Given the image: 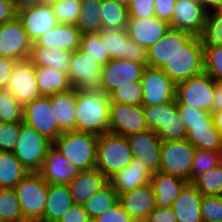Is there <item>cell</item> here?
Returning <instances> with one entry per match:
<instances>
[{"instance_id":"obj_1","label":"cell","mask_w":222,"mask_h":222,"mask_svg":"<svg viewBox=\"0 0 222 222\" xmlns=\"http://www.w3.org/2000/svg\"><path fill=\"white\" fill-rule=\"evenodd\" d=\"M110 98L103 90L77 92L75 106V130L97 136L110 132Z\"/></svg>"},{"instance_id":"obj_2","label":"cell","mask_w":222,"mask_h":222,"mask_svg":"<svg viewBox=\"0 0 222 222\" xmlns=\"http://www.w3.org/2000/svg\"><path fill=\"white\" fill-rule=\"evenodd\" d=\"M98 138L95 134L73 130L61 133L53 146L80 171H86L96 166Z\"/></svg>"},{"instance_id":"obj_3","label":"cell","mask_w":222,"mask_h":222,"mask_svg":"<svg viewBox=\"0 0 222 222\" xmlns=\"http://www.w3.org/2000/svg\"><path fill=\"white\" fill-rule=\"evenodd\" d=\"M204 46L193 36L160 68L176 85L204 72Z\"/></svg>"},{"instance_id":"obj_4","label":"cell","mask_w":222,"mask_h":222,"mask_svg":"<svg viewBox=\"0 0 222 222\" xmlns=\"http://www.w3.org/2000/svg\"><path fill=\"white\" fill-rule=\"evenodd\" d=\"M149 130H154L161 141L186 140L187 128L177 108L176 99L159 105L143 106Z\"/></svg>"},{"instance_id":"obj_5","label":"cell","mask_w":222,"mask_h":222,"mask_svg":"<svg viewBox=\"0 0 222 222\" xmlns=\"http://www.w3.org/2000/svg\"><path fill=\"white\" fill-rule=\"evenodd\" d=\"M133 154L127 137L113 133H105L98 138L96 166L107 179L127 167Z\"/></svg>"},{"instance_id":"obj_6","label":"cell","mask_w":222,"mask_h":222,"mask_svg":"<svg viewBox=\"0 0 222 222\" xmlns=\"http://www.w3.org/2000/svg\"><path fill=\"white\" fill-rule=\"evenodd\" d=\"M26 222H42L48 183L38 172H29L14 188Z\"/></svg>"},{"instance_id":"obj_7","label":"cell","mask_w":222,"mask_h":222,"mask_svg":"<svg viewBox=\"0 0 222 222\" xmlns=\"http://www.w3.org/2000/svg\"><path fill=\"white\" fill-rule=\"evenodd\" d=\"M52 145L53 142L41 135L36 129L22 122L20 123V135L13 153L30 172H38Z\"/></svg>"},{"instance_id":"obj_8","label":"cell","mask_w":222,"mask_h":222,"mask_svg":"<svg viewBox=\"0 0 222 222\" xmlns=\"http://www.w3.org/2000/svg\"><path fill=\"white\" fill-rule=\"evenodd\" d=\"M196 148L187 140L161 141L159 171L190 182Z\"/></svg>"},{"instance_id":"obj_9","label":"cell","mask_w":222,"mask_h":222,"mask_svg":"<svg viewBox=\"0 0 222 222\" xmlns=\"http://www.w3.org/2000/svg\"><path fill=\"white\" fill-rule=\"evenodd\" d=\"M17 18L32 43L58 24L51 5L38 0L18 4Z\"/></svg>"},{"instance_id":"obj_10","label":"cell","mask_w":222,"mask_h":222,"mask_svg":"<svg viewBox=\"0 0 222 222\" xmlns=\"http://www.w3.org/2000/svg\"><path fill=\"white\" fill-rule=\"evenodd\" d=\"M102 66L80 49L72 53L68 77L77 92H94L101 89Z\"/></svg>"},{"instance_id":"obj_11","label":"cell","mask_w":222,"mask_h":222,"mask_svg":"<svg viewBox=\"0 0 222 222\" xmlns=\"http://www.w3.org/2000/svg\"><path fill=\"white\" fill-rule=\"evenodd\" d=\"M216 81L206 72L193 76L176 86L177 104L190 105L211 112Z\"/></svg>"},{"instance_id":"obj_12","label":"cell","mask_w":222,"mask_h":222,"mask_svg":"<svg viewBox=\"0 0 222 222\" xmlns=\"http://www.w3.org/2000/svg\"><path fill=\"white\" fill-rule=\"evenodd\" d=\"M50 96H40L23 105V123L54 142L61 134L54 117Z\"/></svg>"},{"instance_id":"obj_13","label":"cell","mask_w":222,"mask_h":222,"mask_svg":"<svg viewBox=\"0 0 222 222\" xmlns=\"http://www.w3.org/2000/svg\"><path fill=\"white\" fill-rule=\"evenodd\" d=\"M142 106L175 100L176 84L160 69L146 66L142 78Z\"/></svg>"},{"instance_id":"obj_14","label":"cell","mask_w":222,"mask_h":222,"mask_svg":"<svg viewBox=\"0 0 222 222\" xmlns=\"http://www.w3.org/2000/svg\"><path fill=\"white\" fill-rule=\"evenodd\" d=\"M110 133L129 136L148 130L142 105L110 101Z\"/></svg>"},{"instance_id":"obj_15","label":"cell","mask_w":222,"mask_h":222,"mask_svg":"<svg viewBox=\"0 0 222 222\" xmlns=\"http://www.w3.org/2000/svg\"><path fill=\"white\" fill-rule=\"evenodd\" d=\"M31 40L17 18L0 25V56L17 61L28 59Z\"/></svg>"},{"instance_id":"obj_16","label":"cell","mask_w":222,"mask_h":222,"mask_svg":"<svg viewBox=\"0 0 222 222\" xmlns=\"http://www.w3.org/2000/svg\"><path fill=\"white\" fill-rule=\"evenodd\" d=\"M145 65L126 59L110 60L102 67L101 90L110 95L130 82L141 81Z\"/></svg>"},{"instance_id":"obj_17","label":"cell","mask_w":222,"mask_h":222,"mask_svg":"<svg viewBox=\"0 0 222 222\" xmlns=\"http://www.w3.org/2000/svg\"><path fill=\"white\" fill-rule=\"evenodd\" d=\"M6 90L22 105L41 96L35 66L28 59L16 63Z\"/></svg>"},{"instance_id":"obj_18","label":"cell","mask_w":222,"mask_h":222,"mask_svg":"<svg viewBox=\"0 0 222 222\" xmlns=\"http://www.w3.org/2000/svg\"><path fill=\"white\" fill-rule=\"evenodd\" d=\"M207 12L197 0H176L170 28L200 36L204 29Z\"/></svg>"},{"instance_id":"obj_19","label":"cell","mask_w":222,"mask_h":222,"mask_svg":"<svg viewBox=\"0 0 222 222\" xmlns=\"http://www.w3.org/2000/svg\"><path fill=\"white\" fill-rule=\"evenodd\" d=\"M133 157L143 161L153 172L159 171L161 140L154 130H145L127 136Z\"/></svg>"},{"instance_id":"obj_20","label":"cell","mask_w":222,"mask_h":222,"mask_svg":"<svg viewBox=\"0 0 222 222\" xmlns=\"http://www.w3.org/2000/svg\"><path fill=\"white\" fill-rule=\"evenodd\" d=\"M168 23L157 17L129 18L126 32L132 41L144 47L146 50L156 44L169 30Z\"/></svg>"},{"instance_id":"obj_21","label":"cell","mask_w":222,"mask_h":222,"mask_svg":"<svg viewBox=\"0 0 222 222\" xmlns=\"http://www.w3.org/2000/svg\"><path fill=\"white\" fill-rule=\"evenodd\" d=\"M80 170L71 164L53 145L44 158L38 173L48 184H69Z\"/></svg>"},{"instance_id":"obj_22","label":"cell","mask_w":222,"mask_h":222,"mask_svg":"<svg viewBox=\"0 0 222 222\" xmlns=\"http://www.w3.org/2000/svg\"><path fill=\"white\" fill-rule=\"evenodd\" d=\"M118 202L135 222H145L155 208L153 187L151 183H148L129 192L121 193Z\"/></svg>"},{"instance_id":"obj_23","label":"cell","mask_w":222,"mask_h":222,"mask_svg":"<svg viewBox=\"0 0 222 222\" xmlns=\"http://www.w3.org/2000/svg\"><path fill=\"white\" fill-rule=\"evenodd\" d=\"M192 37L191 34L185 31L169 28L156 44L147 49L148 66L161 68L163 64Z\"/></svg>"},{"instance_id":"obj_24","label":"cell","mask_w":222,"mask_h":222,"mask_svg":"<svg viewBox=\"0 0 222 222\" xmlns=\"http://www.w3.org/2000/svg\"><path fill=\"white\" fill-rule=\"evenodd\" d=\"M153 174L143 161L133 157L132 162L124 169L112 175L108 179V182L118 194H121L151 183Z\"/></svg>"},{"instance_id":"obj_25","label":"cell","mask_w":222,"mask_h":222,"mask_svg":"<svg viewBox=\"0 0 222 222\" xmlns=\"http://www.w3.org/2000/svg\"><path fill=\"white\" fill-rule=\"evenodd\" d=\"M107 183L108 179L97 168L80 171L78 176L68 184L73 203L83 206Z\"/></svg>"},{"instance_id":"obj_26","label":"cell","mask_w":222,"mask_h":222,"mask_svg":"<svg viewBox=\"0 0 222 222\" xmlns=\"http://www.w3.org/2000/svg\"><path fill=\"white\" fill-rule=\"evenodd\" d=\"M203 195L188 182L172 203V209L178 222H203L201 201Z\"/></svg>"},{"instance_id":"obj_27","label":"cell","mask_w":222,"mask_h":222,"mask_svg":"<svg viewBox=\"0 0 222 222\" xmlns=\"http://www.w3.org/2000/svg\"><path fill=\"white\" fill-rule=\"evenodd\" d=\"M81 33L72 24H57L43 34L35 43L48 48L59 47L68 52H74L80 47Z\"/></svg>"},{"instance_id":"obj_28","label":"cell","mask_w":222,"mask_h":222,"mask_svg":"<svg viewBox=\"0 0 222 222\" xmlns=\"http://www.w3.org/2000/svg\"><path fill=\"white\" fill-rule=\"evenodd\" d=\"M73 205L68 184H48L42 222H58Z\"/></svg>"},{"instance_id":"obj_29","label":"cell","mask_w":222,"mask_h":222,"mask_svg":"<svg viewBox=\"0 0 222 222\" xmlns=\"http://www.w3.org/2000/svg\"><path fill=\"white\" fill-rule=\"evenodd\" d=\"M187 183L188 181L182 178L160 171L155 172L151 178V185L155 195V206L162 208L172 207L173 201Z\"/></svg>"},{"instance_id":"obj_30","label":"cell","mask_w":222,"mask_h":222,"mask_svg":"<svg viewBox=\"0 0 222 222\" xmlns=\"http://www.w3.org/2000/svg\"><path fill=\"white\" fill-rule=\"evenodd\" d=\"M54 117L61 133L75 130L76 90L70 88L65 92L50 95Z\"/></svg>"},{"instance_id":"obj_31","label":"cell","mask_w":222,"mask_h":222,"mask_svg":"<svg viewBox=\"0 0 222 222\" xmlns=\"http://www.w3.org/2000/svg\"><path fill=\"white\" fill-rule=\"evenodd\" d=\"M73 52H68L59 47L48 48L31 44L28 60L34 66L51 67L59 72L68 73L70 59Z\"/></svg>"},{"instance_id":"obj_32","label":"cell","mask_w":222,"mask_h":222,"mask_svg":"<svg viewBox=\"0 0 222 222\" xmlns=\"http://www.w3.org/2000/svg\"><path fill=\"white\" fill-rule=\"evenodd\" d=\"M37 86L41 96H50L72 88L68 74L51 67L35 66Z\"/></svg>"},{"instance_id":"obj_33","label":"cell","mask_w":222,"mask_h":222,"mask_svg":"<svg viewBox=\"0 0 222 222\" xmlns=\"http://www.w3.org/2000/svg\"><path fill=\"white\" fill-rule=\"evenodd\" d=\"M29 172L13 152L0 151V189H14Z\"/></svg>"},{"instance_id":"obj_34","label":"cell","mask_w":222,"mask_h":222,"mask_svg":"<svg viewBox=\"0 0 222 222\" xmlns=\"http://www.w3.org/2000/svg\"><path fill=\"white\" fill-rule=\"evenodd\" d=\"M186 140L196 149L220 150L222 136L214 124L189 125Z\"/></svg>"},{"instance_id":"obj_35","label":"cell","mask_w":222,"mask_h":222,"mask_svg":"<svg viewBox=\"0 0 222 222\" xmlns=\"http://www.w3.org/2000/svg\"><path fill=\"white\" fill-rule=\"evenodd\" d=\"M101 5L102 0H81V11L75 24L81 34L102 31Z\"/></svg>"},{"instance_id":"obj_36","label":"cell","mask_w":222,"mask_h":222,"mask_svg":"<svg viewBox=\"0 0 222 222\" xmlns=\"http://www.w3.org/2000/svg\"><path fill=\"white\" fill-rule=\"evenodd\" d=\"M119 201V194L108 182L97 193L90 197L83 205L90 220L96 219L102 213L116 205Z\"/></svg>"},{"instance_id":"obj_37","label":"cell","mask_w":222,"mask_h":222,"mask_svg":"<svg viewBox=\"0 0 222 222\" xmlns=\"http://www.w3.org/2000/svg\"><path fill=\"white\" fill-rule=\"evenodd\" d=\"M102 30L126 29L129 13L127 7L112 0H102L101 5Z\"/></svg>"},{"instance_id":"obj_38","label":"cell","mask_w":222,"mask_h":222,"mask_svg":"<svg viewBox=\"0 0 222 222\" xmlns=\"http://www.w3.org/2000/svg\"><path fill=\"white\" fill-rule=\"evenodd\" d=\"M100 33L102 36V42L105 43V52L107 53L109 60H127L128 41L130 38L126 32V29H105Z\"/></svg>"},{"instance_id":"obj_39","label":"cell","mask_w":222,"mask_h":222,"mask_svg":"<svg viewBox=\"0 0 222 222\" xmlns=\"http://www.w3.org/2000/svg\"><path fill=\"white\" fill-rule=\"evenodd\" d=\"M0 222H26L14 189H0Z\"/></svg>"},{"instance_id":"obj_40","label":"cell","mask_w":222,"mask_h":222,"mask_svg":"<svg viewBox=\"0 0 222 222\" xmlns=\"http://www.w3.org/2000/svg\"><path fill=\"white\" fill-rule=\"evenodd\" d=\"M192 184L203 196H222V163L198 176Z\"/></svg>"},{"instance_id":"obj_41","label":"cell","mask_w":222,"mask_h":222,"mask_svg":"<svg viewBox=\"0 0 222 222\" xmlns=\"http://www.w3.org/2000/svg\"><path fill=\"white\" fill-rule=\"evenodd\" d=\"M203 45L222 46V6L214 12H208L200 35Z\"/></svg>"},{"instance_id":"obj_42","label":"cell","mask_w":222,"mask_h":222,"mask_svg":"<svg viewBox=\"0 0 222 222\" xmlns=\"http://www.w3.org/2000/svg\"><path fill=\"white\" fill-rule=\"evenodd\" d=\"M220 163H222L220 150L196 149L191 165L190 183Z\"/></svg>"},{"instance_id":"obj_43","label":"cell","mask_w":222,"mask_h":222,"mask_svg":"<svg viewBox=\"0 0 222 222\" xmlns=\"http://www.w3.org/2000/svg\"><path fill=\"white\" fill-rule=\"evenodd\" d=\"M79 49L92 57L102 67L110 61L105 52V43L102 42L100 32L82 34Z\"/></svg>"},{"instance_id":"obj_44","label":"cell","mask_w":222,"mask_h":222,"mask_svg":"<svg viewBox=\"0 0 222 222\" xmlns=\"http://www.w3.org/2000/svg\"><path fill=\"white\" fill-rule=\"evenodd\" d=\"M0 122H23V105L6 89L0 90Z\"/></svg>"},{"instance_id":"obj_45","label":"cell","mask_w":222,"mask_h":222,"mask_svg":"<svg viewBox=\"0 0 222 222\" xmlns=\"http://www.w3.org/2000/svg\"><path fill=\"white\" fill-rule=\"evenodd\" d=\"M204 46V72L217 83L222 82V46Z\"/></svg>"},{"instance_id":"obj_46","label":"cell","mask_w":222,"mask_h":222,"mask_svg":"<svg viewBox=\"0 0 222 222\" xmlns=\"http://www.w3.org/2000/svg\"><path fill=\"white\" fill-rule=\"evenodd\" d=\"M50 5L59 24H76L81 11V0H64Z\"/></svg>"},{"instance_id":"obj_47","label":"cell","mask_w":222,"mask_h":222,"mask_svg":"<svg viewBox=\"0 0 222 222\" xmlns=\"http://www.w3.org/2000/svg\"><path fill=\"white\" fill-rule=\"evenodd\" d=\"M110 101L132 105H142L141 81L130 82L122 85L109 95Z\"/></svg>"},{"instance_id":"obj_48","label":"cell","mask_w":222,"mask_h":222,"mask_svg":"<svg viewBox=\"0 0 222 222\" xmlns=\"http://www.w3.org/2000/svg\"><path fill=\"white\" fill-rule=\"evenodd\" d=\"M177 108L187 129L189 125L214 124L211 112L185 104H177Z\"/></svg>"},{"instance_id":"obj_49","label":"cell","mask_w":222,"mask_h":222,"mask_svg":"<svg viewBox=\"0 0 222 222\" xmlns=\"http://www.w3.org/2000/svg\"><path fill=\"white\" fill-rule=\"evenodd\" d=\"M203 222L222 221V196L207 195L201 201Z\"/></svg>"},{"instance_id":"obj_50","label":"cell","mask_w":222,"mask_h":222,"mask_svg":"<svg viewBox=\"0 0 222 222\" xmlns=\"http://www.w3.org/2000/svg\"><path fill=\"white\" fill-rule=\"evenodd\" d=\"M20 135V123L0 122V151L13 152Z\"/></svg>"},{"instance_id":"obj_51","label":"cell","mask_w":222,"mask_h":222,"mask_svg":"<svg viewBox=\"0 0 222 222\" xmlns=\"http://www.w3.org/2000/svg\"><path fill=\"white\" fill-rule=\"evenodd\" d=\"M154 0H131L127 7L129 18H148L155 16Z\"/></svg>"},{"instance_id":"obj_52","label":"cell","mask_w":222,"mask_h":222,"mask_svg":"<svg viewBox=\"0 0 222 222\" xmlns=\"http://www.w3.org/2000/svg\"><path fill=\"white\" fill-rule=\"evenodd\" d=\"M94 222H135L133 218L128 215L118 202L116 205L108 209L105 213H102Z\"/></svg>"},{"instance_id":"obj_53","label":"cell","mask_w":222,"mask_h":222,"mask_svg":"<svg viewBox=\"0 0 222 222\" xmlns=\"http://www.w3.org/2000/svg\"><path fill=\"white\" fill-rule=\"evenodd\" d=\"M155 17L166 23H170L176 0H154Z\"/></svg>"},{"instance_id":"obj_54","label":"cell","mask_w":222,"mask_h":222,"mask_svg":"<svg viewBox=\"0 0 222 222\" xmlns=\"http://www.w3.org/2000/svg\"><path fill=\"white\" fill-rule=\"evenodd\" d=\"M145 222H178L172 207H157L150 212Z\"/></svg>"},{"instance_id":"obj_55","label":"cell","mask_w":222,"mask_h":222,"mask_svg":"<svg viewBox=\"0 0 222 222\" xmlns=\"http://www.w3.org/2000/svg\"><path fill=\"white\" fill-rule=\"evenodd\" d=\"M127 60L148 66L147 50L130 39L128 41Z\"/></svg>"},{"instance_id":"obj_56","label":"cell","mask_w":222,"mask_h":222,"mask_svg":"<svg viewBox=\"0 0 222 222\" xmlns=\"http://www.w3.org/2000/svg\"><path fill=\"white\" fill-rule=\"evenodd\" d=\"M18 61L0 56V90H5Z\"/></svg>"},{"instance_id":"obj_57","label":"cell","mask_w":222,"mask_h":222,"mask_svg":"<svg viewBox=\"0 0 222 222\" xmlns=\"http://www.w3.org/2000/svg\"><path fill=\"white\" fill-rule=\"evenodd\" d=\"M91 221L84 207L74 204L58 222H89Z\"/></svg>"},{"instance_id":"obj_58","label":"cell","mask_w":222,"mask_h":222,"mask_svg":"<svg viewBox=\"0 0 222 222\" xmlns=\"http://www.w3.org/2000/svg\"><path fill=\"white\" fill-rule=\"evenodd\" d=\"M17 7L13 0H0V25L17 16Z\"/></svg>"},{"instance_id":"obj_59","label":"cell","mask_w":222,"mask_h":222,"mask_svg":"<svg viewBox=\"0 0 222 222\" xmlns=\"http://www.w3.org/2000/svg\"><path fill=\"white\" fill-rule=\"evenodd\" d=\"M222 110V82L216 83L213 100L211 105V114Z\"/></svg>"},{"instance_id":"obj_60","label":"cell","mask_w":222,"mask_h":222,"mask_svg":"<svg viewBox=\"0 0 222 222\" xmlns=\"http://www.w3.org/2000/svg\"><path fill=\"white\" fill-rule=\"evenodd\" d=\"M204 8V10L208 12L216 11L220 6H222V0H197Z\"/></svg>"},{"instance_id":"obj_61","label":"cell","mask_w":222,"mask_h":222,"mask_svg":"<svg viewBox=\"0 0 222 222\" xmlns=\"http://www.w3.org/2000/svg\"><path fill=\"white\" fill-rule=\"evenodd\" d=\"M213 122L216 130L221 134L222 136V110L218 112L212 113Z\"/></svg>"},{"instance_id":"obj_62","label":"cell","mask_w":222,"mask_h":222,"mask_svg":"<svg viewBox=\"0 0 222 222\" xmlns=\"http://www.w3.org/2000/svg\"><path fill=\"white\" fill-rule=\"evenodd\" d=\"M112 1H114L115 3L121 4L125 7H128L131 2V0H112Z\"/></svg>"},{"instance_id":"obj_63","label":"cell","mask_w":222,"mask_h":222,"mask_svg":"<svg viewBox=\"0 0 222 222\" xmlns=\"http://www.w3.org/2000/svg\"><path fill=\"white\" fill-rule=\"evenodd\" d=\"M38 1L43 2V3H47V4H53L56 2H62L64 0H38Z\"/></svg>"},{"instance_id":"obj_64","label":"cell","mask_w":222,"mask_h":222,"mask_svg":"<svg viewBox=\"0 0 222 222\" xmlns=\"http://www.w3.org/2000/svg\"><path fill=\"white\" fill-rule=\"evenodd\" d=\"M13 1H15L17 4L26 2V0H13Z\"/></svg>"},{"instance_id":"obj_65","label":"cell","mask_w":222,"mask_h":222,"mask_svg":"<svg viewBox=\"0 0 222 222\" xmlns=\"http://www.w3.org/2000/svg\"><path fill=\"white\" fill-rule=\"evenodd\" d=\"M220 155H221V158H222V143H221Z\"/></svg>"}]
</instances>
